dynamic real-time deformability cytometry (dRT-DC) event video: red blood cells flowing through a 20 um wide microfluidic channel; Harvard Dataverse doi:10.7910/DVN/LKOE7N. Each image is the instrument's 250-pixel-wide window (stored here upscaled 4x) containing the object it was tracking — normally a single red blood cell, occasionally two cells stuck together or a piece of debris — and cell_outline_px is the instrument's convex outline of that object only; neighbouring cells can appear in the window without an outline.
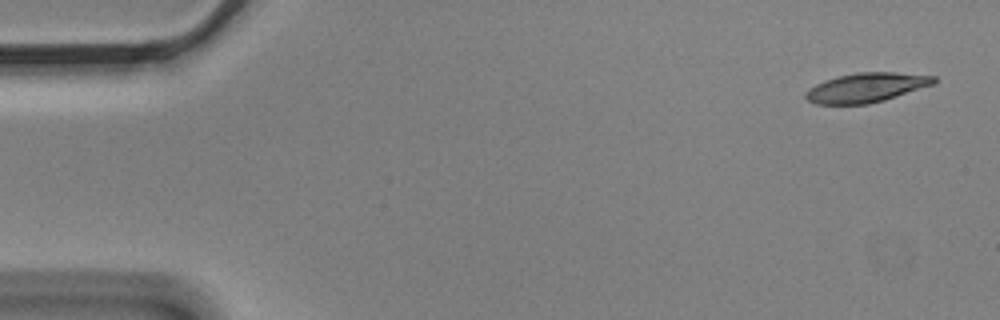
{"species": "Egyptian fruit bat (a non-hibernating species)", "species_latin": "Rousettus aegyptiacus", "temperature_condition": "cold", "stored_images_in_passage": 4, "camera_frame_rate_fps": 3000, "um_per_image_px": 0.085, "animal": {"sex": "male"}, "frame": {"image": 1, "passage_image": 1, "time_ms": 0.0, "image_size_px": [1000, 320], "cell_outline_px": [[936, 80], [932, 84], [884, 100], [868, 104], [816, 104], [808, 100], [804, 96], [804, 92], [808, 88], [824, 80], [856, 72], [896, 72], [936, 76]], "centroid_in_image_um": [73.59, 7.44], "position_along_channel_um": 11.4, "area_um2": 21.79}}
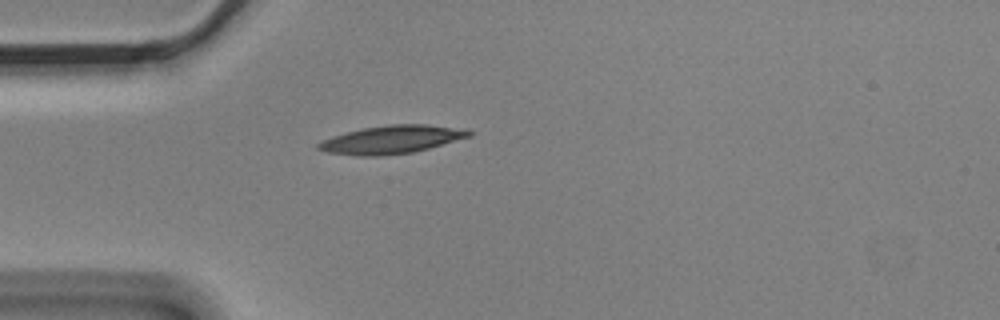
{"frame": {"image": 2, "passage_image": 4, "time_ms": 1.0, "image_size_px": [1000, 320], "cell_outline_px": [[476, 132], [472, 136], [428, 148], [412, 152], [380, 156], [360, 156], [328, 152], [316, 148], [316, 144], [332, 136], [364, 128], [388, 124], [428, 124], [468, 128]], "centroid_in_image_um": [33.38, 11.84], "position_along_channel_um": 51.6, "area_um2": 24.8}}